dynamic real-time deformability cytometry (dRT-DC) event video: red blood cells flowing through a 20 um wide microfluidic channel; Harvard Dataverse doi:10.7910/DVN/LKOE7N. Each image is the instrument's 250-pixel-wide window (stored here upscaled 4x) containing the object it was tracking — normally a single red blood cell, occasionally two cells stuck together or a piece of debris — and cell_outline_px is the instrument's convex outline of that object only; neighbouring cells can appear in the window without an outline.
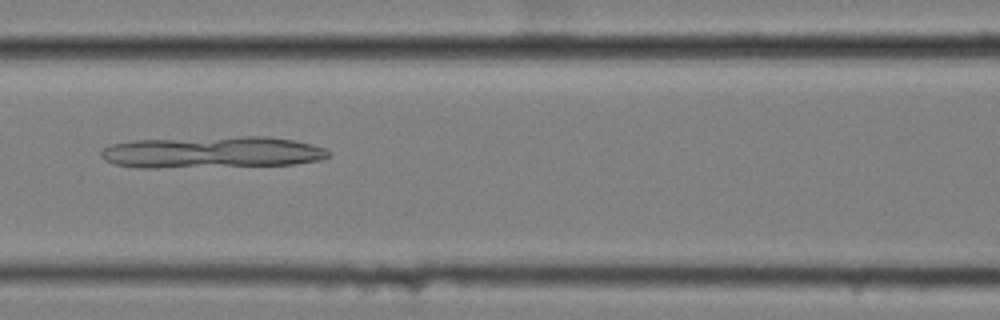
{"species": "common noctule bat (a hibernating species)", "species_latin": "Nyctalus noctula", "temperature_condition": "cold", "stored_images_in_passage": 57, "camera_frame_rate_fps": 3000, "um_per_image_px": 0.085, "animal": {"sex": "female", "body_mass_g": 25.1}, "frame": {"image": 1, "passage_image": 25, "time_ms": 8.0, "image_size_px": [1000, 320], "cell_outline_px": [[332, 156], [320, 160], [296, 164], [156, 168], [140, 168], [112, 164], [104, 160], [100, 156], [100, 152], [104, 148], [112, 144], [132, 140], [240, 136], [268, 136], [292, 140], [312, 144], [324, 148], [332, 152]], "centroid_in_image_um": [18.03, 12.94], "position_along_channel_um": 148.6, "area_um2": 42.37}}
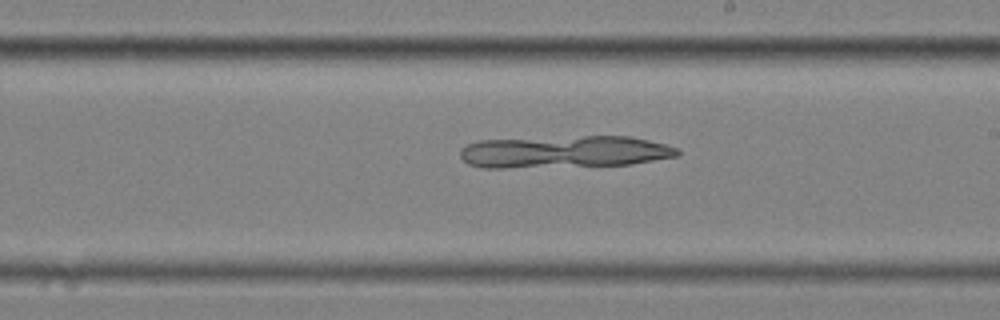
{"frame": {"image": 2, "passage_image": 33, "time_ms": 10.667, "image_size_px": [1000, 320], "cell_outline_px": [[680, 156], [632, 164], [504, 168], [484, 168], [468, 164], [460, 156], [460, 148], [468, 144], [480, 140], [584, 136], [632, 136], [680, 148]], "centroid_in_image_um": [48.0, 12.9], "position_along_channel_um": 241.0, "area_um2": 40.86}}
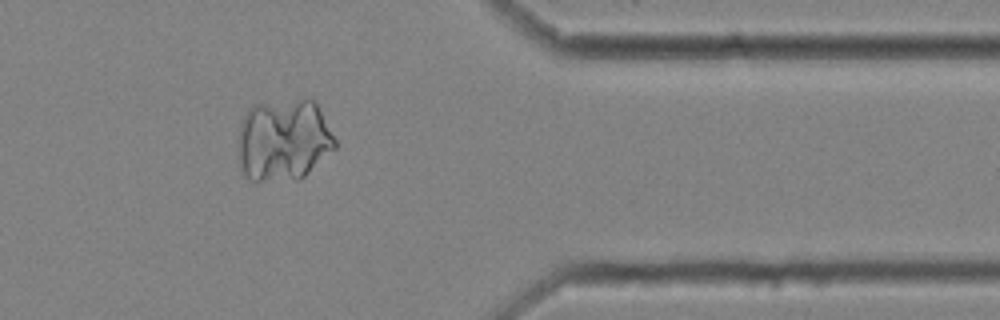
{"frame": {"image": 3, "passage_image": 47, "time_ms": 15.333, "image_size_px": [1000, 320], "cell_outline_px": [[336, 148], [300, 180], [256, 184], [248, 180], [244, 176], [240, 168], [236, 140], [240, 120], [248, 108], [252, 104], [300, 100], [312, 100], [316, 104], [336, 140]], "centroid_in_image_um": [24.01, 11.98], "position_along_channel_um": 387.4, "area_um2": 47.57}}